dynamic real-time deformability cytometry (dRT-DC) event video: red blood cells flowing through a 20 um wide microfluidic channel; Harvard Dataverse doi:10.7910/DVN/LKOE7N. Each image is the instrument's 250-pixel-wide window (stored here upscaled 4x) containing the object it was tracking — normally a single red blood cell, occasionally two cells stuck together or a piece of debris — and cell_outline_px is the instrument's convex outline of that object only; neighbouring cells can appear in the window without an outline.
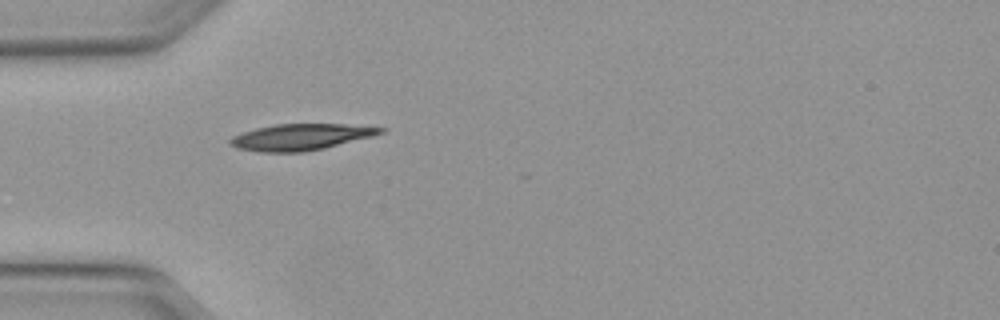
{"species": "Egyptian fruit bat (a non-hibernating species)", "species_latin": "Rousettus aegyptiacus", "temperature_condition": "warm", "stored_images_in_passage": 4, "camera_frame_rate_fps": 3000, "um_per_image_px": 0.085, "animal": {"sex": "female"}, "frame": {"image": 1, "passage_image": 1, "time_ms": 0.0, "image_size_px": [1000, 320], "cell_outline_px": [[388, 128], [384, 132], [372, 136], [324, 148], [304, 152], [256, 152], [236, 148], [228, 144], [228, 140], [232, 136], [240, 132], [256, 128], [276, 124], [344, 124]], "centroid_in_image_um": [25.5, 11.65], "position_along_channel_um": 59.5, "area_um2": 23.18}}